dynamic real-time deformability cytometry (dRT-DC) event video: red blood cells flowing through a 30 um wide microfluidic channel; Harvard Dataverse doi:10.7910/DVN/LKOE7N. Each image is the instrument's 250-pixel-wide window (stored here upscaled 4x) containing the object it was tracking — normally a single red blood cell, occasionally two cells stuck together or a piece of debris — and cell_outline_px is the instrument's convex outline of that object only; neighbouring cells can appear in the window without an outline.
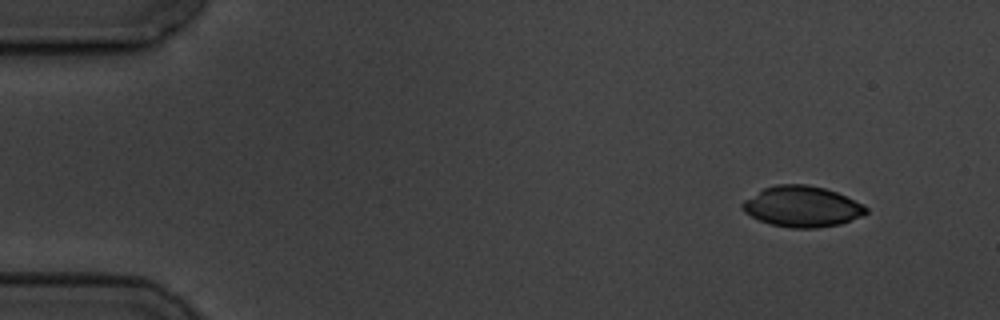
{"species": "common noctule bat (a hibernating species)", "species_latin": "Nyctalus noctula", "temperature_condition": "cold", "stored_images_in_passage": 4, "camera_frame_rate_fps": 3000, "um_per_image_px": 0.085, "animal": {"sex": "male", "body_mass_g": 19.5, "forearm_length_mm": 54.6}, "frame": {"image": 1, "passage_image": 1, "time_ms": 0.0, "image_size_px": [1000, 320], "cell_outline_px": [[868, 212], [864, 216], [840, 224], [816, 228], [792, 228], [772, 224], [760, 220], [744, 212], [740, 204], [744, 200], [764, 188], [776, 184], [808, 184], [824, 188], [836, 192], [864, 204], [868, 208]], "centroid_in_image_um": [68.21, 17.55], "position_along_channel_um": 16.8, "area_um2": 29.42}}